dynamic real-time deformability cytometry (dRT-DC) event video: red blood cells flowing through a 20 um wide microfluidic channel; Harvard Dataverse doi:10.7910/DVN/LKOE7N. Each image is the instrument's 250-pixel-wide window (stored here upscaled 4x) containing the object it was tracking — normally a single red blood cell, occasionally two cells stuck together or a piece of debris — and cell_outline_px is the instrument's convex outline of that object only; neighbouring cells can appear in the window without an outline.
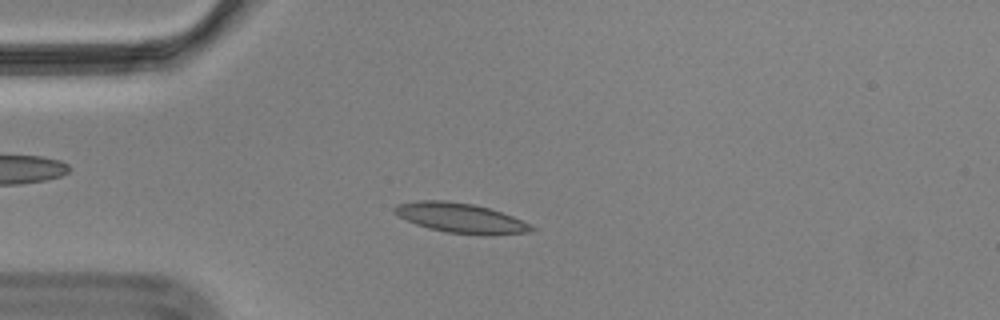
{"species": "Egyptian fruit bat (a non-hibernating species)", "species_latin": "Rousettus aegyptiacus", "temperature_condition": "cold", "stored_images_in_passage": 30, "camera_frame_rate_fps": 3000, "um_per_image_px": 0.085, "animal": {"sex": "male"}, "frame": {"image": 1, "passage_image": 14, "time_ms": 4.333, "image_size_px": [1000, 320], "cell_outline_px": [[536, 228], [528, 232], [488, 236], [444, 232], [428, 228], [416, 224], [392, 212], [392, 208], [396, 204], [416, 200], [444, 200], [472, 204], [488, 208], [512, 216], [532, 224]], "centroid_in_image_um": [39.15, 18.54], "position_along_channel_um": 45.9, "area_um2": 23.93}}
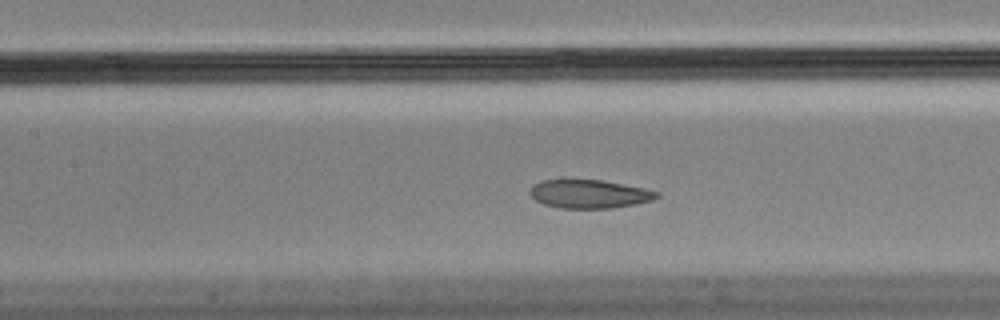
{"frame": {"image": 2, "passage_image": 25, "time_ms": 8.0, "image_size_px": [1000, 320], "cell_outline_px": [[660, 196], [652, 200], [636, 204], [612, 208], [560, 208], [544, 204], [536, 200], [528, 192], [532, 184], [540, 180], [564, 176], [604, 180], [644, 188], [660, 192]], "centroid_in_image_um": [50.02, 16.43], "position_along_channel_um": 157.4, "area_um2": 22.08}}
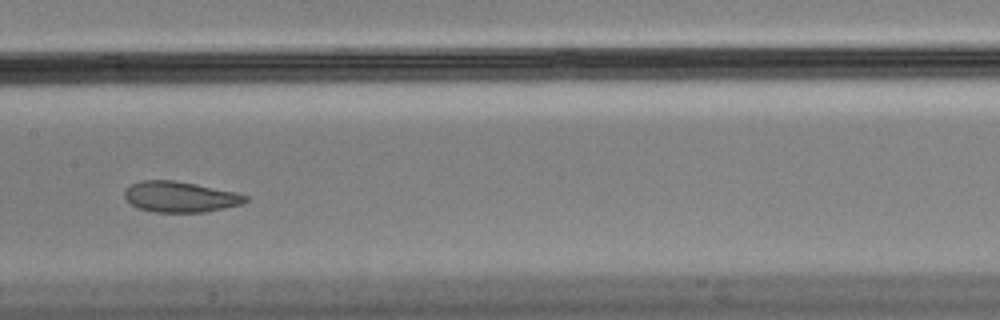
{"frame": {"image": 3, "passage_image": 28, "time_ms": 9.0, "image_size_px": [1000, 320], "cell_outline_px": [[248, 200], [244, 204], [208, 212], [152, 212], [136, 208], [128, 204], [124, 200], [124, 192], [132, 184], [144, 180], [172, 180], [196, 184], [236, 192], [248, 196]], "centroid_in_image_um": [15.31, 16.75], "position_along_channel_um": 192.1, "area_um2": 21.96}}